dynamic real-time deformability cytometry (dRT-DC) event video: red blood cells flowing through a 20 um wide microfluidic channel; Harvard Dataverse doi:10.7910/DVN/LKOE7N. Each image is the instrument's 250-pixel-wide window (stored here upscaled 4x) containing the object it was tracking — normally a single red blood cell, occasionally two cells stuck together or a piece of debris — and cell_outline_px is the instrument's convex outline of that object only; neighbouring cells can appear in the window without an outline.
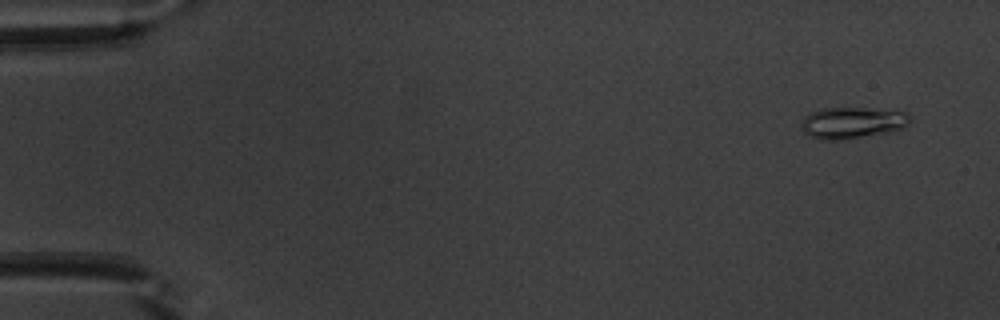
{"species": "common noctule bat (a hibernating species)", "species_latin": "Nyctalus noctula", "temperature_condition": "warm", "stored_images_in_passage": 53, "camera_frame_rate_fps": 3000, "um_per_image_px": 0.085, "animal": {"sex": "male", "body_mass_g": 20.1, "forearm_length_mm": 53.5}, "frame": {"image": 1, "passage_image": 4, "time_ms": 1.0, "image_size_px": [1000, 320], "cell_outline_px": [[912, 120], [904, 128], [888, 132], [840, 140], [820, 140], [804, 132], [800, 128], [800, 124], [804, 116], [812, 112], [824, 108], [896, 108], [908, 112], [912, 116]], "centroid_in_image_um": [72.53, 10.4], "position_along_channel_um": 12.5, "area_um2": 20.46}}
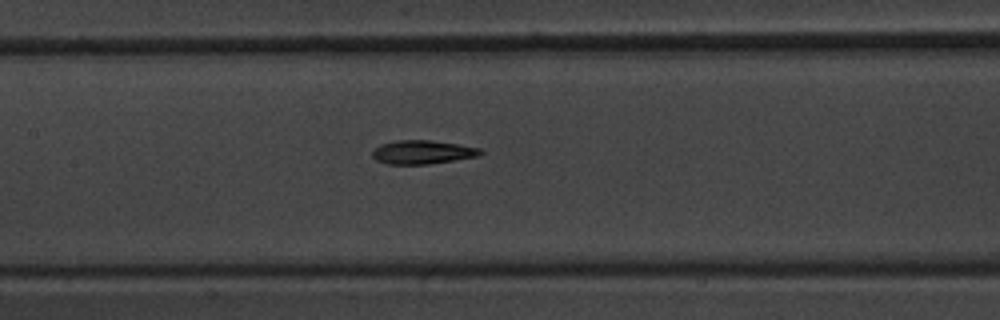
{"frame": {"image": 2, "passage_image": 26, "time_ms": 8.333, "image_size_px": [1000, 320], "cell_outline_px": [[484, 152], [480, 156], [428, 164], [388, 164], [376, 160], [372, 156], [372, 152], [380, 144], [396, 140], [432, 140], [480, 148]], "centroid_in_image_um": [35.92, 12.93], "position_along_channel_um": 171.5, "area_um2": 14.91}}
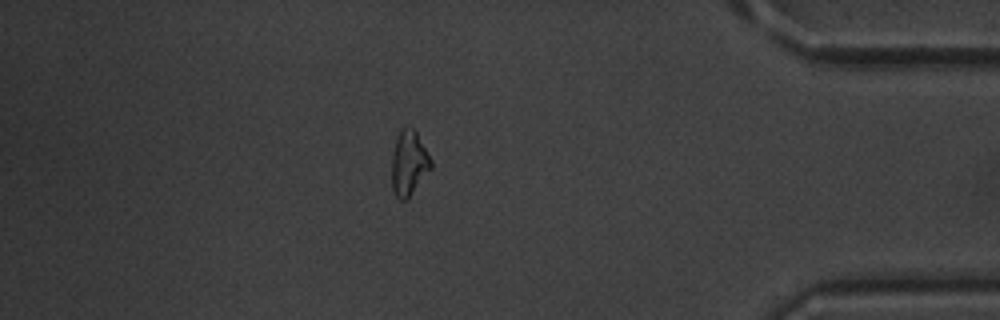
{"frame": {"image": 3, "passage_image": 46, "time_ms": 15.0, "image_size_px": [1000, 320], "cell_outline_px": [[432, 168], [408, 200], [400, 200], [396, 196], [392, 188], [392, 156], [396, 140], [400, 128], [404, 124], [408, 124], [416, 132], [432, 160]], "centroid_in_image_um": [34.76, 13.86], "position_along_channel_um": 400.4, "area_um2": 15.09}, "authors_computed_cell_mechanics": {"area_um2": 15.2014, "velocity_mm_per_s": 3.9552, "shape_relaxation_time_tau1_ms": 6.2821, "shape_relaxation_time_tau2_ms": 7.5435, "deformation_change_tau1": 0.1876, "deformation_change_tau2": 0.1766}}